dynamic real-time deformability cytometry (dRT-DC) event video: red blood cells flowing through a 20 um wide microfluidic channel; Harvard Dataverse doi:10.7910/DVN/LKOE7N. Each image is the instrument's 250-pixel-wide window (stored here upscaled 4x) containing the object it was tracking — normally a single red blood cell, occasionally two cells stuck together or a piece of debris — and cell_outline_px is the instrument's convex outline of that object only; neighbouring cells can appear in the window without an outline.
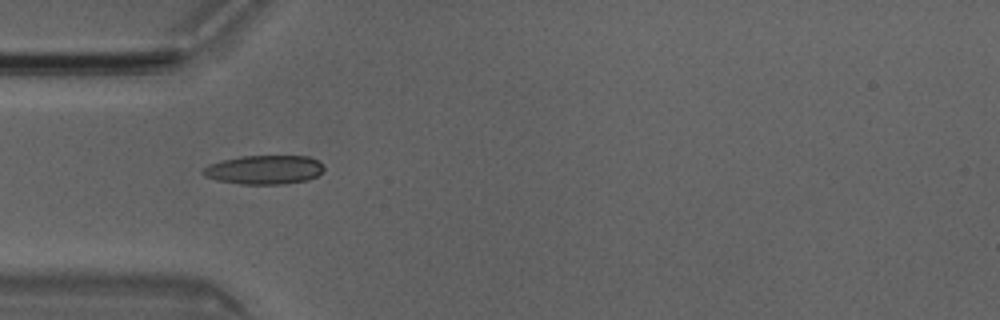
{"species": "Egyptian fruit bat (a non-hibernating species)", "species_latin": "Rousettus aegyptiacus", "temperature_condition": "room temperature", "stored_images_in_passage": 5, "camera_frame_rate_fps": 3000, "um_per_image_px": 0.085, "animal": {"sex": "male"}, "frame": {"image": 1, "passage_image": 4, "time_ms": 1.0, "image_size_px": [1000, 320], "cell_outline_px": [[324, 168], [316, 176], [308, 180], [284, 184], [240, 184], [216, 180], [204, 176], [200, 172], [208, 164], [240, 156], [308, 156], [316, 160]], "centroid_in_image_um": [22.41, 14.43], "position_along_channel_um": 62.6, "area_um2": 20.35}}